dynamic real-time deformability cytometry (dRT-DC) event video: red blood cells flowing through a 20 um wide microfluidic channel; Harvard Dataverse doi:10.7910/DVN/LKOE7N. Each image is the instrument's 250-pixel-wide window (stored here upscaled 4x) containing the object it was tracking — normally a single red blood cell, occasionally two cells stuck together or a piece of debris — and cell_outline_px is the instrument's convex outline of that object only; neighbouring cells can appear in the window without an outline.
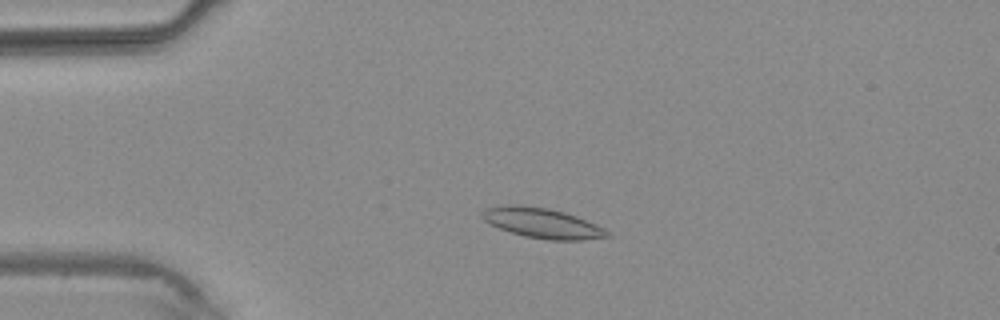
{"species": "common noctule bat (a hibernating species)", "species_latin": "Nyctalus noctula", "temperature_condition": "warm", "stored_images_in_passage": 4, "camera_frame_rate_fps": 3000, "um_per_image_px": 0.085, "animal": {"sex": "male", "body_mass_g": 20.4}, "frame": {"image": 1, "passage_image": 3, "time_ms": 2.333, "image_size_px": [1000, 320], "cell_outline_px": [[612, 236], [584, 240], [552, 240], [524, 236], [488, 224], [480, 216], [480, 212], [484, 208], [500, 204], [520, 204], [548, 208], [564, 212], [576, 216], [596, 224], [604, 228]], "centroid_in_image_um": [46.04, 18.94], "position_along_channel_um": 39.0, "area_um2": 22.2}}